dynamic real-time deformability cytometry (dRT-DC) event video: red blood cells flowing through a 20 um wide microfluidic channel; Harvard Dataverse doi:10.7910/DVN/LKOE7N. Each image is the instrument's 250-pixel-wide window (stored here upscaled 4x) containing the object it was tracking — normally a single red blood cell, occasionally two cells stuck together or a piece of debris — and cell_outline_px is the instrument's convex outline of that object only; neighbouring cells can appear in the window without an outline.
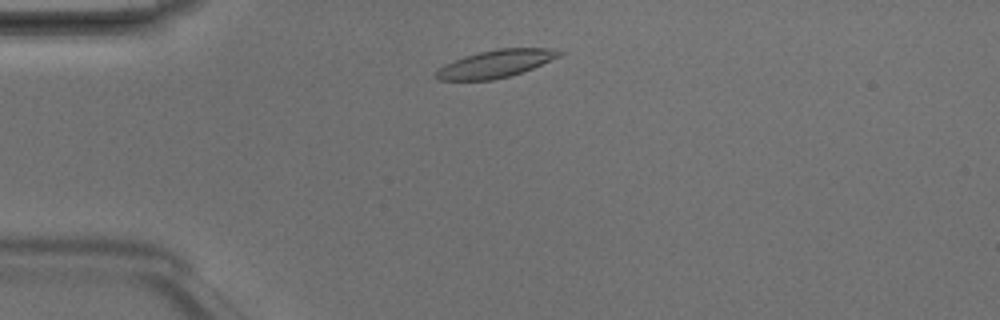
{"species": "Egyptian fruit bat (a non-hibernating species)", "species_latin": "Rousettus aegyptiacus", "temperature_condition": "room temperature", "stored_images_in_passage": 2, "camera_frame_rate_fps": 3000, "um_per_image_px": 0.085, "animal": {"sex": "male"}, "frame": {"image": 1, "passage_image": 2, "time_ms": 0.333, "image_size_px": [1000, 320], "cell_outline_px": [[564, 52], [560, 56], [532, 68], [508, 76], [492, 80], [440, 80], [436, 76], [436, 72], [444, 64], [464, 56], [496, 48], [548, 48]], "centroid_in_image_um": [42.12, 5.41], "position_along_channel_um": 42.9, "area_um2": 19.48}}